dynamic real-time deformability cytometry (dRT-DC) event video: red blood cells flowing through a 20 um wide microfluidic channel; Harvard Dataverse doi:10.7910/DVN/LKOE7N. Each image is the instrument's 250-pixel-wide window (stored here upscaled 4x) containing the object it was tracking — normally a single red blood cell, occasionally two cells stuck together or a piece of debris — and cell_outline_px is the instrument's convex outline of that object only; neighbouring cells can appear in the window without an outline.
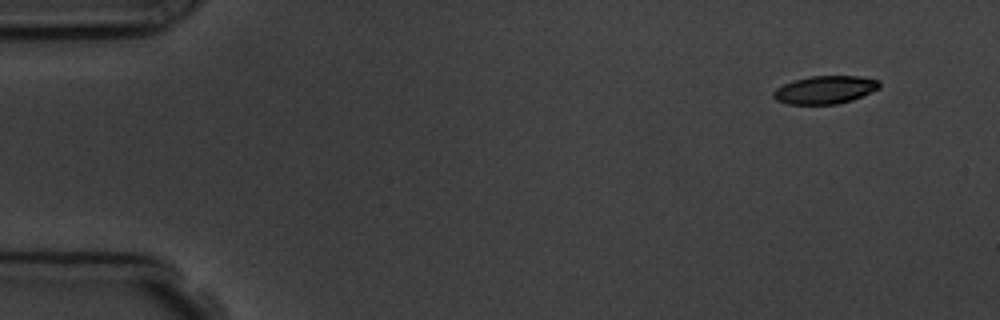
{"species": "common noctule bat (a hibernating species)", "species_latin": "Nyctalus noctula", "temperature_condition": "room temperature", "stored_images_in_passage": 6, "camera_frame_rate_fps": 3000, "um_per_image_px": 0.085, "animal": {"sex": "male", "body_mass_g": 19.5, "forearm_length_mm": 54.6}, "frame": {"image": 1, "passage_image": 1, "time_ms": 0.0, "image_size_px": [1000, 320], "cell_outline_px": [[880, 88], [872, 92], [852, 100], [836, 104], [788, 104], [776, 100], [772, 96], [772, 92], [776, 88], [792, 80], [812, 76], [860, 76], [880, 80]], "centroid_in_image_um": [70.13, 7.63], "position_along_channel_um": 14.9, "area_um2": 17.4}}
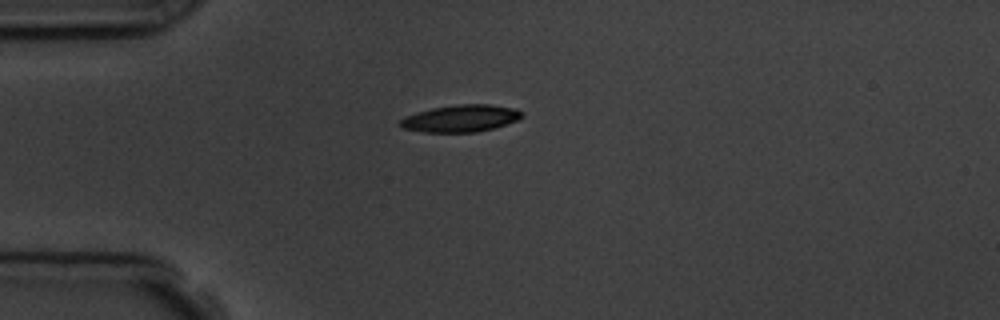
{"frame": {"image": 2, "passage_image": 4, "time_ms": 3.333, "image_size_px": [1000, 320], "cell_outline_px": [[524, 116], [516, 120], [492, 128], [476, 132], [424, 132], [404, 128], [400, 124], [400, 120], [404, 116], [432, 108], [456, 104], [488, 104], [516, 108], [524, 112]], "centroid_in_image_um": [39.18, 10.05], "position_along_channel_um": 45.8, "area_um2": 19.07}}
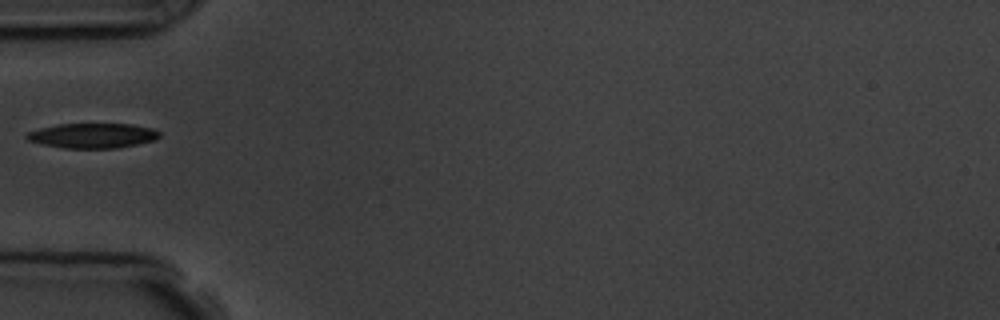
{"frame": {"image": 3, "passage_image": 5, "time_ms": 4.667, "image_size_px": [1000, 320], "cell_outline_px": [[160, 136], [156, 140], [116, 148], [64, 148], [40, 144], [28, 140], [24, 136], [28, 132], [40, 128], [56, 124], [132, 124], [152, 128], [160, 132]], "centroid_in_image_um": [7.86, 11.53], "position_along_channel_um": 77.1, "area_um2": 19.31}}